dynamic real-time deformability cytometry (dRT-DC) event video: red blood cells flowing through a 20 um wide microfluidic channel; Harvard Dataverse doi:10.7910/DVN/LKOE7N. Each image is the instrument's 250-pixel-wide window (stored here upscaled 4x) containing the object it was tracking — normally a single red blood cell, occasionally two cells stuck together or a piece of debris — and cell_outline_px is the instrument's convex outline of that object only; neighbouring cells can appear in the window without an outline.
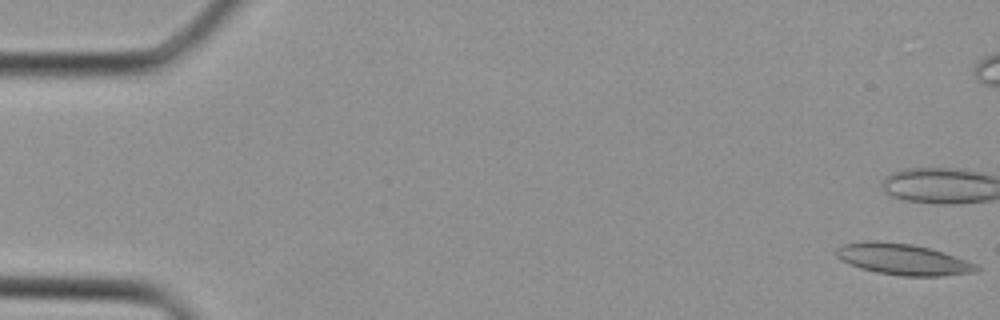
{"species": "Egyptian fruit bat (a non-hibernating species)", "species_latin": "Rousettus aegyptiacus", "temperature_condition": "cold", "stored_images_in_passage": 35, "camera_frame_rate_fps": 3000, "um_per_image_px": 0.085, "animal": {"sex": "female"}, "frame": {"image": 1, "passage_image": 1, "time_ms": 0.0, "image_size_px": [1000, 320], "cell_outline_px": [[980, 268], [976, 272], [944, 276], [900, 276], [876, 272], [860, 268], [840, 260], [836, 256], [836, 248], [840, 244], [868, 240], [912, 244], [932, 248], [956, 256], [976, 264]], "centroid_in_image_um": [76.74, 22.04], "position_along_channel_um": 8.3, "area_um2": 25.72}}